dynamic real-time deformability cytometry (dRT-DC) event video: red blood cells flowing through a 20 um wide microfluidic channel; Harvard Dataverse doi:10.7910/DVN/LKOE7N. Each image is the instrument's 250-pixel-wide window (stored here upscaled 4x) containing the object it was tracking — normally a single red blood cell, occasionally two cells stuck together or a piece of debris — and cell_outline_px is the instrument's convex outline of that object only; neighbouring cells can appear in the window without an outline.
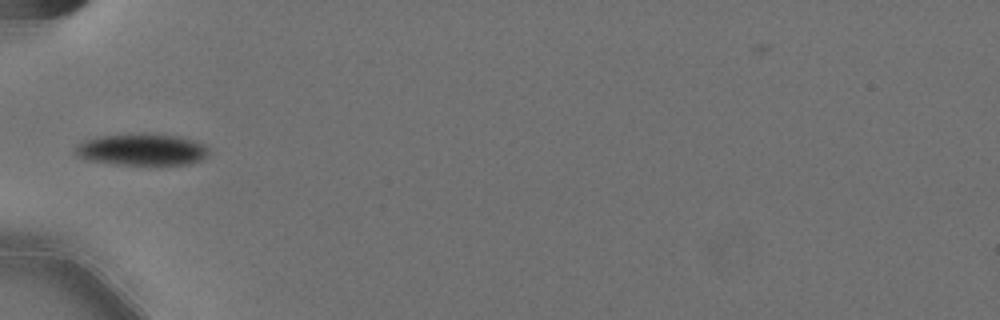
{"species": "Egyptian fruit bat (a non-hibernating species)", "species_latin": "Rousettus aegyptiacus", "temperature_condition": "cold", "stored_images_in_passage": 28, "camera_frame_rate_fps": 3000, "um_per_image_px": 0.085, "animal": {"sex": "female"}, "frame": {"image": 1, "passage_image": 1, "time_ms": 0.0, "image_size_px": [1000, 320], "cell_outline_px": [[208, 152], [200, 160], [188, 164], [116, 164], [84, 160], [76, 156], [72, 152], [84, 140], [100, 136], [140, 132], [180, 136], [204, 144], [208, 148]], "centroid_in_image_um": [12.0, 12.7], "position_along_channel_um": 73.0, "area_um2": 24.85}}
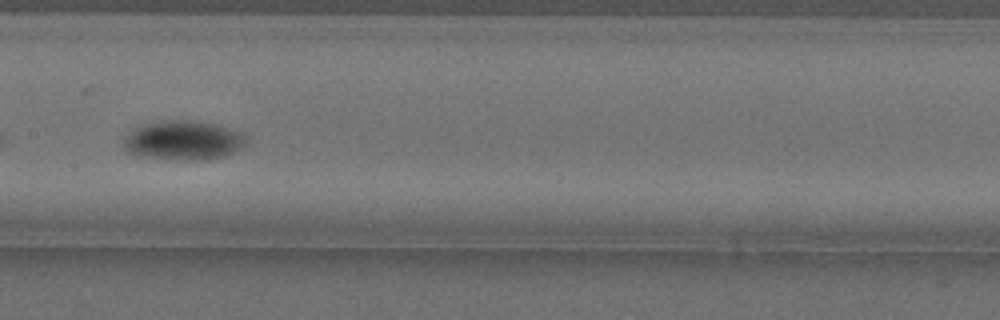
{"frame": {"image": 2, "passage_image": 11, "time_ms": 3.333, "image_size_px": [1000, 320], "cell_outline_px": [[244, 144], [240, 148], [224, 156], [208, 160], [176, 160], [140, 156], [124, 152], [124, 136], [136, 128], [144, 124], [160, 120], [188, 120], [212, 124], [240, 132], [244, 136]], "centroid_in_image_um": [15.5, 11.95], "position_along_channel_um": 191.9, "area_um2": 27.92}}
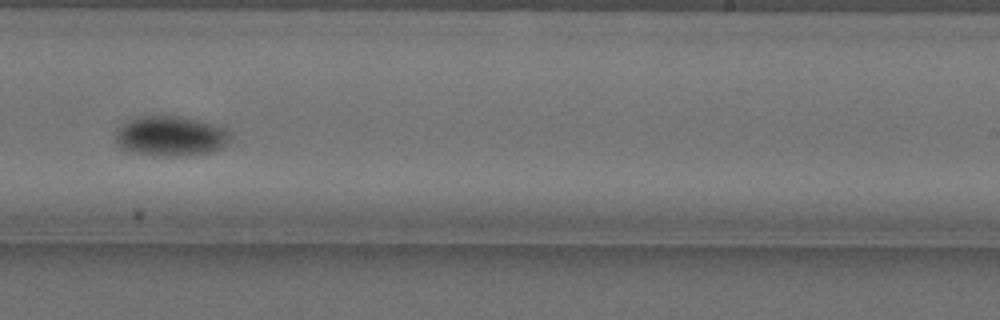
{"frame": {"image": 3, "passage_image": 18, "time_ms": 5.667, "image_size_px": [1000, 320], "cell_outline_px": [[232, 132], [228, 140], [220, 148], [212, 152], [184, 156], [156, 156], [132, 152], [120, 148], [116, 144], [116, 128], [124, 120], [140, 116], [180, 116], [228, 128]], "centroid_in_image_um": [14.46, 11.57], "position_along_channel_um": 274.5, "area_um2": 27.17}, "authors_computed_cell_mechanics": {"area_um2": 26.3857, "velocity_mm_per_s": 3.563, "shape_relaxation_time_tau1_ms": 2.2721, "shape_relaxation_time_tau2_ms": null, "deformation_change_tau1": 0.098, "deformation_change_tau2": null}}